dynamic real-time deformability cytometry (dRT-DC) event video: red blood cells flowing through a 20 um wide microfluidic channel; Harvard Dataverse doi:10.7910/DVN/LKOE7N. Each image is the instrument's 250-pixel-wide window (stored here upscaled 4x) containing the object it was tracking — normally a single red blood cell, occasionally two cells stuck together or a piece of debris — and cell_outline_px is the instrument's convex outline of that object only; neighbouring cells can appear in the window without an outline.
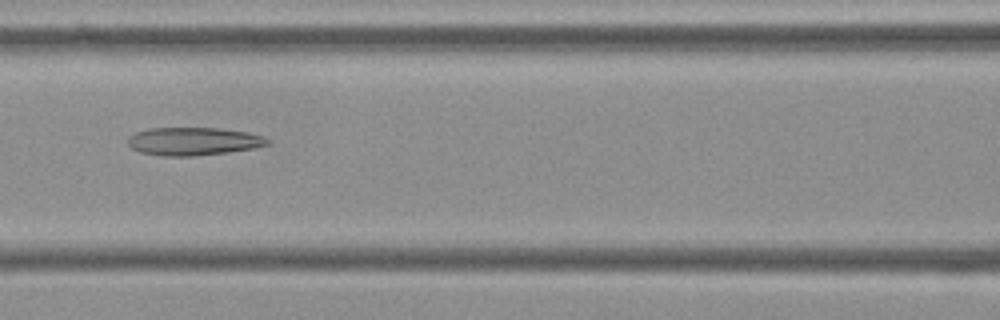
{"species": "Egyptian fruit bat (a non-hibernating species)", "species_latin": "Rousettus aegyptiacus", "temperature_condition": "cold", "stored_images_in_passage": 5, "camera_frame_rate_fps": 3000, "um_per_image_px": 0.085, "frame": {"image": 1, "passage_image": 5, "time_ms": 1.333, "image_size_px": [1000, 320], "cell_outline_px": [[272, 144], [256, 148], [228, 152], [192, 156], [160, 156], [140, 152], [132, 148], [128, 144], [128, 136], [136, 132], [148, 128], [216, 128], [248, 132], [264, 136], [272, 140]], "centroid_in_image_um": [16.48, 12.01], "position_along_channel_um": 150.1, "area_um2": 23.06}}